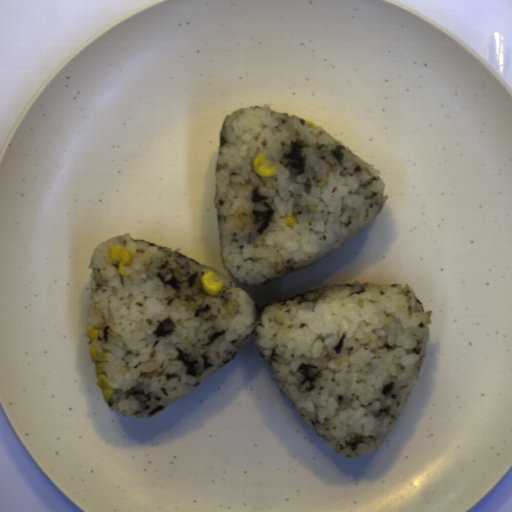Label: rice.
Wrapping results in <instances>:
<instances>
[{
    "mask_svg": "<svg viewBox=\"0 0 512 512\" xmlns=\"http://www.w3.org/2000/svg\"><path fill=\"white\" fill-rule=\"evenodd\" d=\"M124 246L125 276L107 255ZM89 326L98 366L123 417H151L203 383L250 340L300 419L333 451L362 457L394 426L426 355L432 311L412 288L340 283L260 308L211 268L124 234L92 250Z\"/></svg>",
    "mask_w": 512,
    "mask_h": 512,
    "instance_id": "obj_1",
    "label": "rice"
},
{
    "mask_svg": "<svg viewBox=\"0 0 512 512\" xmlns=\"http://www.w3.org/2000/svg\"><path fill=\"white\" fill-rule=\"evenodd\" d=\"M266 154L275 176L261 178ZM381 174L319 125L268 106L230 113L219 136L214 207L224 268L258 286L342 247L385 201ZM296 216L288 227L281 217Z\"/></svg>",
    "mask_w": 512,
    "mask_h": 512,
    "instance_id": "obj_2",
    "label": "rice"
}]
</instances>
